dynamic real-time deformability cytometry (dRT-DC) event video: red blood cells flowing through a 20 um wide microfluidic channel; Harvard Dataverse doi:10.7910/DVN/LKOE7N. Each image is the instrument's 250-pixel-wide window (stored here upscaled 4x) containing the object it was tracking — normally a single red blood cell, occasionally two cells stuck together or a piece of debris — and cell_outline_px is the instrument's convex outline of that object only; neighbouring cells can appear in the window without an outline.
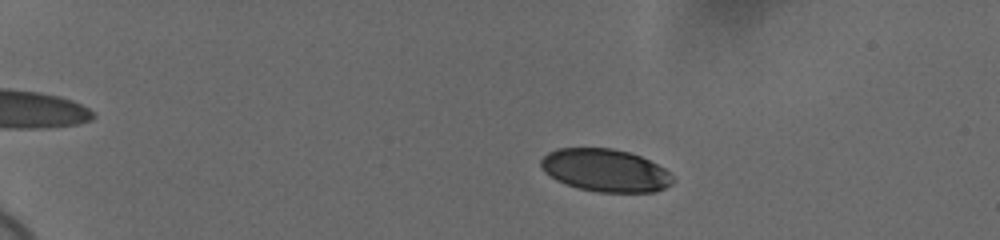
{"species": "human", "species_latin": "Homo sapiens", "temperature_condition": "cold", "stored_images_in_passage": 49, "camera_frame_rate_fps": 3000, "um_per_image_px": 0.085, "donor": {"sex": "female"}, "frame": {"image": 1, "passage_image": 3, "time_ms": 0.667, "image_size_px": [1000, 240], "cell_outline_px": [[672, 184], [656, 192], [600, 192], [576, 188], [564, 184], [556, 180], [544, 172], [540, 164], [540, 160], [548, 152], [556, 148], [612, 148], [628, 152], [640, 156], [664, 168], [672, 176]], "centroid_in_image_um": [51.41, 14.48], "position_along_channel_um": 33.6, "area_um2": 32.83}}
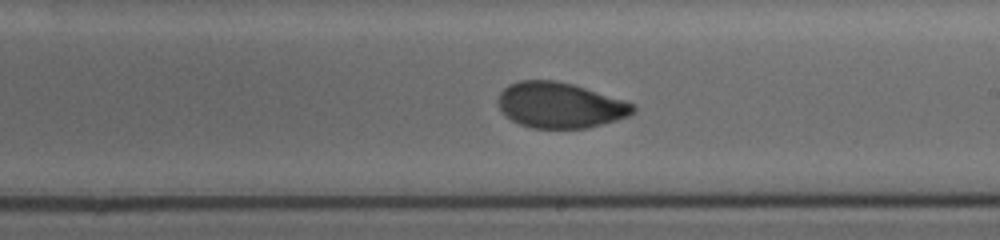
{"frame": {"image": 2, "passage_image": 28, "time_ms": 9.0, "image_size_px": [1000, 240], "cell_outline_px": [[636, 112], [628, 116], [616, 120], [588, 128], [532, 128], [520, 124], [512, 120], [500, 108], [496, 100], [500, 92], [508, 84], [520, 80], [556, 80], [572, 84], [624, 100], [636, 104]], "centroid_in_image_um": [47.61, 8.94], "position_along_channel_um": 241.4, "area_um2": 35.89}}
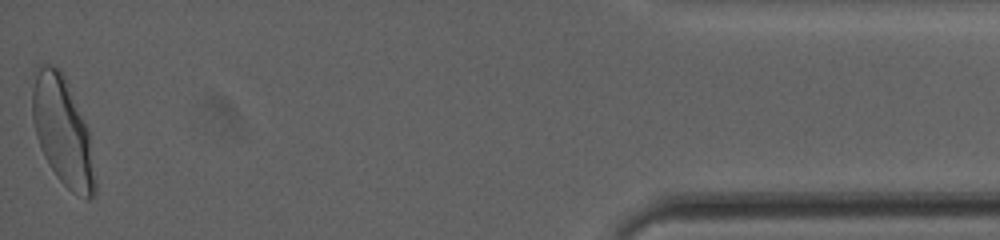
{"frame": {"image": 3, "passage_image": 49, "time_ms": 16.0, "image_size_px": [1000, 240], "cell_outline_px": [[96, 196], [88, 200], [72, 192], [56, 176], [44, 156], [40, 148], [36, 136], [32, 120], [32, 72], [36, 64], [48, 64], [60, 68], [68, 80], [84, 120], [88, 132], [96, 180]], "centroid_in_image_um": [5.29, 11.1], "position_along_channel_um": 429.9, "area_um2": 40.23}, "authors_computed_cell_mechanics": {"area_um2": 35.6626, "velocity_mm_per_s": 3.6607, "shape_relaxation_time_tau1_ms": 3.7523, "shape_relaxation_time_tau2_ms": 0.992, "deformation_change_tau1": 0.1389, "deformation_change_tau2": 0.0437}}